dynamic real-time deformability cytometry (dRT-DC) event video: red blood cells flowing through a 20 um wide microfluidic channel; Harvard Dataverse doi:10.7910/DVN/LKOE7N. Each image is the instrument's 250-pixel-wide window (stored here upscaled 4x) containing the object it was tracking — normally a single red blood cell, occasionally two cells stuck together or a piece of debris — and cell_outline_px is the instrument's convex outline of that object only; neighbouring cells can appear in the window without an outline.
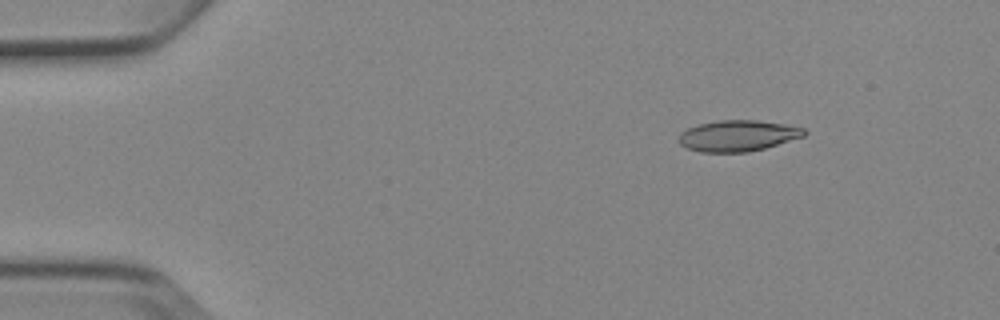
{"species": "Egyptian fruit bat (a non-hibernating species)", "species_latin": "Rousettus aegyptiacus", "temperature_condition": "cold", "stored_images_in_passage": 5, "camera_frame_rate_fps": 3000, "um_per_image_px": 0.085, "animal": {"sex": "female"}, "frame": {"image": 1, "passage_image": 2, "time_ms": 1.333, "image_size_px": [1000, 320], "cell_outline_px": [[808, 132], [804, 136], [764, 148], [748, 152], [700, 152], [688, 148], [680, 144], [680, 132], [688, 128], [700, 124], [720, 120], [756, 120], [784, 124], [804, 128]], "centroid_in_image_um": [62.73, 11.54], "position_along_channel_um": 22.3, "area_um2": 22.48}}
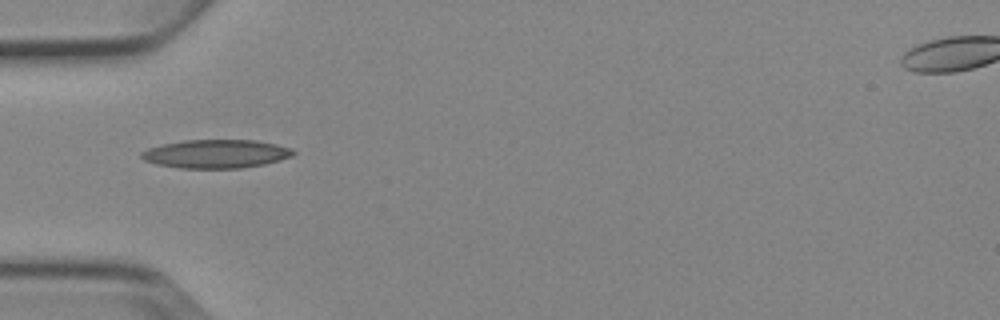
{"frame": {"image": 2, "passage_image": 5, "time_ms": 4.667, "image_size_px": [1000, 320], "cell_outline_px": [[296, 152], [292, 156], [280, 160], [264, 164], [244, 168], [180, 168], [156, 164], [144, 160], [140, 156], [140, 152], [148, 148], [164, 144], [184, 140], [256, 140], [276, 144], [292, 148]], "centroid_in_image_um": [18.38, 13.08], "position_along_channel_um": 66.6, "area_um2": 25.32}}